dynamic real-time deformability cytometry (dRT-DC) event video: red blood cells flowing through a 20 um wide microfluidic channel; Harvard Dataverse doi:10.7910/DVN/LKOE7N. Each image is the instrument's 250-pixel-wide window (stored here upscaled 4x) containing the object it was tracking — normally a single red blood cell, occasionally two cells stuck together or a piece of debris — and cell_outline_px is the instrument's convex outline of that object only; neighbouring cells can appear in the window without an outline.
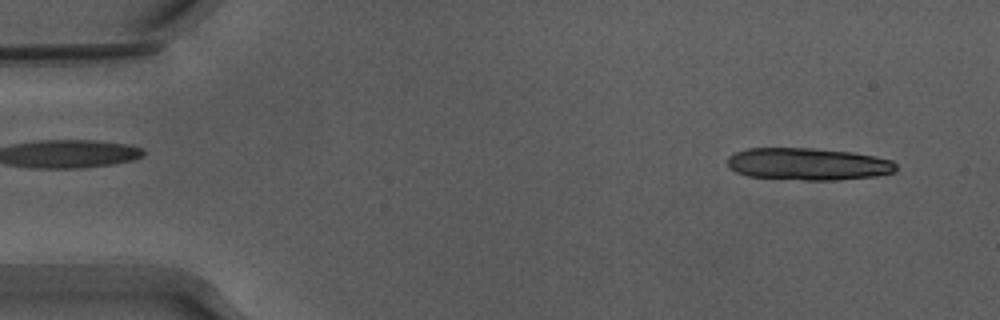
{"species": "Egyptian fruit bat (a non-hibernating species)", "species_latin": "Rousettus aegyptiacus", "temperature_condition": "warm", "stored_images_in_passage": 14, "camera_frame_rate_fps": 3000, "um_per_image_px": 0.085, "animal": {"sex": "male"}, "frame": {"image": 1, "passage_image": 3, "time_ms": 0.667, "image_size_px": [1000, 320], "cell_outline_px": [[896, 168], [892, 172], [872, 176], [836, 180], [804, 180], [748, 176], [736, 172], [728, 164], [728, 156], [736, 152], [748, 148], [812, 148], [852, 152], [892, 160], [896, 164]], "centroid_in_image_um": [68.65, 13.94], "position_along_channel_um": 16.3, "area_um2": 31.33}}